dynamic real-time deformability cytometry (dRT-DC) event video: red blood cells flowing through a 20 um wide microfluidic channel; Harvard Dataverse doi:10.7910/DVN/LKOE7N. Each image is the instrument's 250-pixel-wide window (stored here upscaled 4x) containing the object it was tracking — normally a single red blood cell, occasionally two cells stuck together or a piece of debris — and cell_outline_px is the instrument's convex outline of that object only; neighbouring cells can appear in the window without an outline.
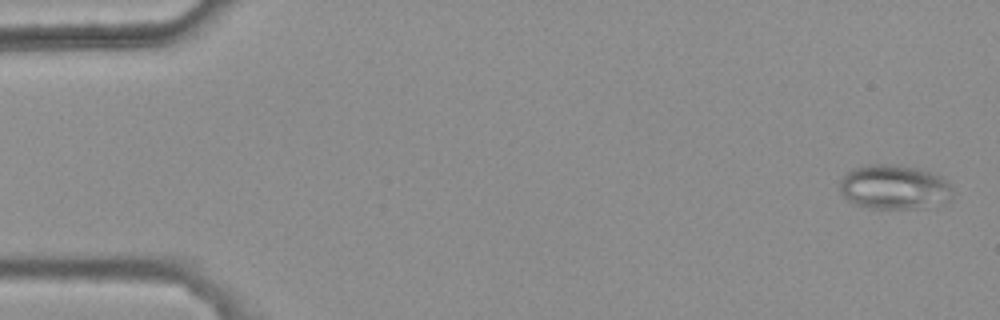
{"species": "common noctule bat (a hibernating species)", "species_latin": "Nyctalus noctula", "temperature_condition": "warm", "stored_images_in_passage": 48, "camera_frame_rate_fps": 3000, "um_per_image_px": 0.085, "animal": {"sex": "female", "body_mass_g": 25.1}, "frame": {"image": 1, "passage_image": 2, "time_ms": 0.333, "image_size_px": [1000, 320], "cell_outline_px": [[952, 192], [924, 208], [872, 208], [856, 204], [848, 200], [840, 192], [840, 180], [852, 168], [868, 164], [892, 164], [916, 168], [940, 176], [952, 184]], "centroid_in_image_um": [75.91, 15.87], "position_along_channel_um": 9.1, "area_um2": 28.5}}
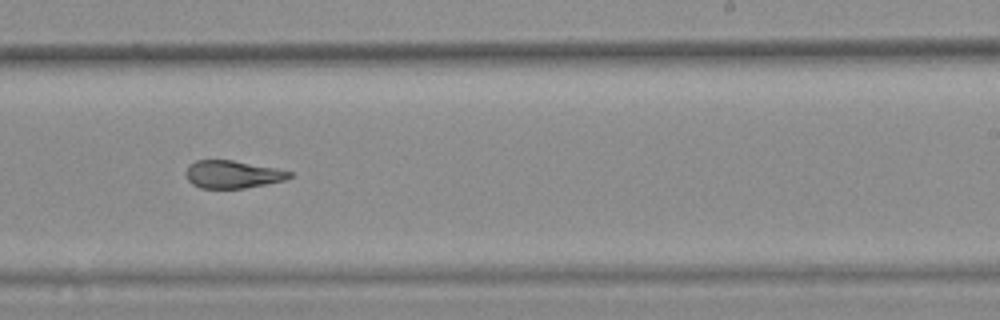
{"frame": {"image": 2, "passage_image": 34, "time_ms": 11.0, "image_size_px": [1000, 320], "cell_outline_px": [[292, 176], [284, 180], [244, 188], [200, 188], [192, 184], [188, 180], [184, 172], [188, 164], [196, 160], [232, 160], [276, 168], [292, 172]], "centroid_in_image_um": [19.71, 14.81], "position_along_channel_um": 269.3, "area_um2": 16.7}}
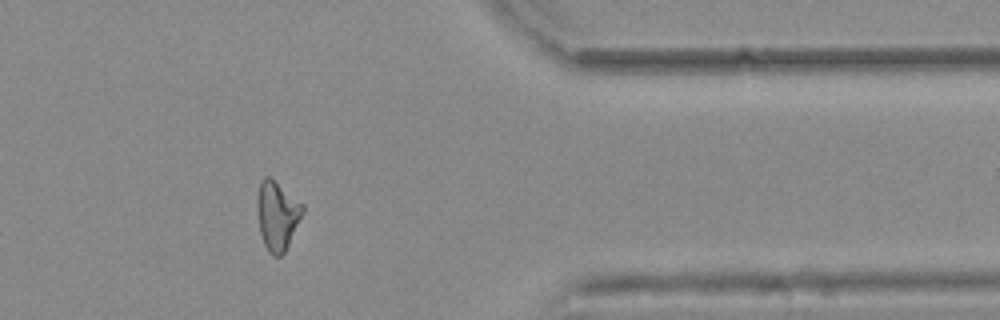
{"frame": {"image": 3, "passage_image": 45, "time_ms": 14.667, "image_size_px": [1000, 320], "cell_outline_px": [[304, 212], [284, 252], [280, 256], [272, 256], [268, 252], [264, 244], [260, 232], [256, 208], [256, 200], [260, 180], [264, 176], [268, 176], [304, 204]], "centroid_in_image_um": [23.54, 18.31], "position_along_channel_um": 387.9, "area_um2": 18.26}, "authors_computed_cell_mechanics": {"area_um2": 18.3515, "velocity_mm_per_s": 3.72, "shape_relaxation_time_tau1_ms": null, "shape_relaxation_time_tau2_ms": 2.6855, "deformation_change_tau1": null, "deformation_change_tau2": 0.0936}}